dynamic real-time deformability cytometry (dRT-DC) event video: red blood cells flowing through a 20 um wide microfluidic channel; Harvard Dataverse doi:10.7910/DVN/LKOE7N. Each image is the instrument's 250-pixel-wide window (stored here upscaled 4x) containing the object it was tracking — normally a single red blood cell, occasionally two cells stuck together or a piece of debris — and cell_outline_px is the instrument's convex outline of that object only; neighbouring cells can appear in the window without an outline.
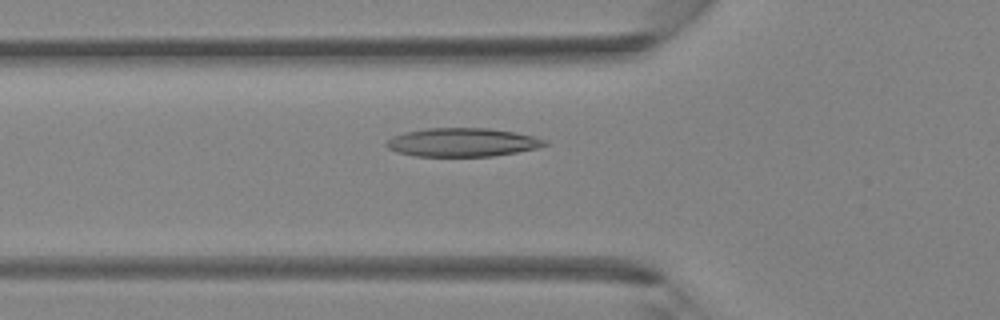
{"species": "Egyptian fruit bat (a non-hibernating species)", "species_latin": "Rousettus aegyptiacus", "temperature_condition": "room temperature", "stored_images_in_passage": 42, "camera_frame_rate_fps": 3000, "um_per_image_px": 0.085, "animal": {"sex": "female"}, "frame": {"image": 1, "passage_image": 15, "time_ms": 4.667, "image_size_px": [1000, 320], "cell_outline_px": [[548, 144], [536, 148], [516, 152], [492, 156], [416, 156], [396, 152], [388, 148], [384, 144], [392, 136], [404, 132], [428, 128], [488, 128], [516, 132], [548, 140]], "centroid_in_image_um": [39.28, 12.09], "position_along_channel_um": 86.5, "area_um2": 26.36}}
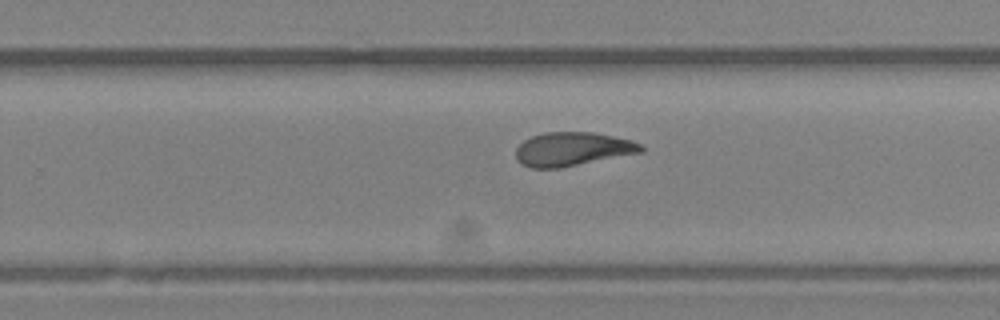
{"frame": {"image": 2, "passage_image": 27, "time_ms": 8.667, "image_size_px": [1000, 320], "cell_outline_px": [[644, 152], [560, 168], [532, 168], [520, 164], [516, 160], [516, 148], [524, 140], [532, 136], [544, 132], [592, 132], [632, 140], [640, 144], [644, 148]], "centroid_in_image_um": [48.65, 12.68], "position_along_channel_um": 281.1, "area_um2": 24.74}}
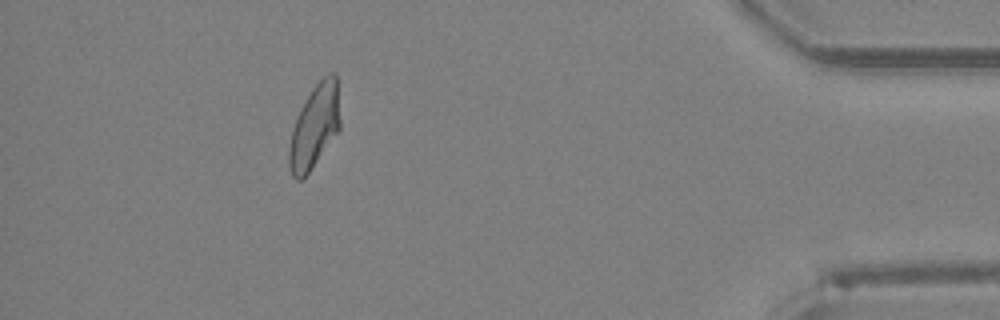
{"frame": {"image": 3, "passage_image": 38, "time_ms": 12.333, "image_size_px": [1000, 320], "cell_outline_px": [[340, 128], [308, 172], [300, 180], [296, 180], [292, 176], [288, 164], [288, 148], [292, 128], [300, 108], [312, 88], [328, 72], [336, 72], [340, 120]], "centroid_in_image_um": [26.72, 10.72], "position_along_channel_um": 408.5, "area_um2": 24.62}}